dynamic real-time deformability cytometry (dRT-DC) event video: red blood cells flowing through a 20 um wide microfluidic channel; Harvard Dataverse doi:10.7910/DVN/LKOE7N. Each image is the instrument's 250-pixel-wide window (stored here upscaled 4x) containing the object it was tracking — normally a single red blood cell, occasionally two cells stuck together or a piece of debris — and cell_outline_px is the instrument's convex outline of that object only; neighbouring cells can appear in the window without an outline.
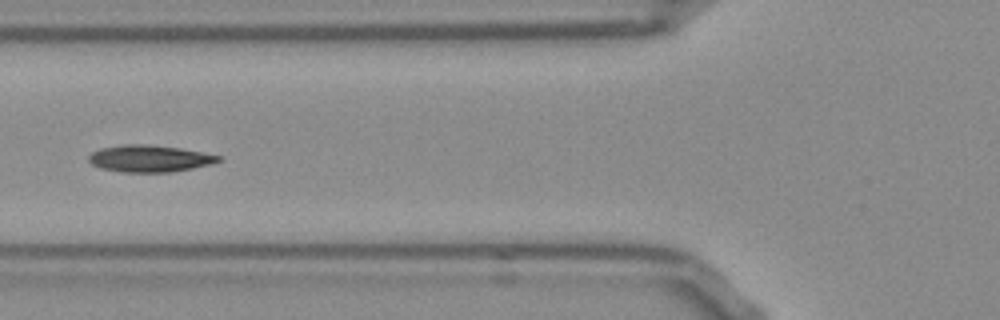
{"species": "Egyptian fruit bat (a non-hibernating species)", "species_latin": "Rousettus aegyptiacus", "temperature_condition": "room temperature", "stored_images_in_passage": 40, "camera_frame_rate_fps": 3000, "um_per_image_px": 0.085, "frame": {"image": 1, "passage_image": 7, "time_ms": 2.0, "image_size_px": [1000, 320], "cell_outline_px": [[224, 160], [212, 164], [172, 172], [124, 172], [100, 168], [92, 164], [88, 160], [88, 156], [92, 152], [100, 148], [124, 144], [148, 144], [180, 148], [224, 156]], "centroid_in_image_um": [12.75, 13.47], "position_along_channel_um": 113.0, "area_um2": 20.52}}
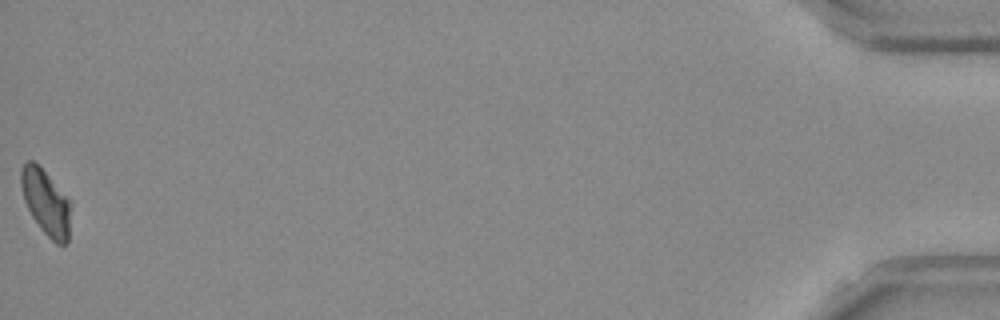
{"frame": {"image": 2, "passage_image": 40, "time_ms": 13.0, "image_size_px": [1000, 320], "cell_outline_px": [[68, 240], [64, 244], [56, 244], [40, 228], [32, 216], [24, 200], [20, 184], [20, 168], [28, 160], [32, 160], [48, 176], [68, 200]], "centroid_in_image_um": [3.83, 17.19], "position_along_channel_um": 431.4, "area_um2": 18.09}, "authors_computed_cell_mechanics": {"area_um2": 19.5942, "velocity_mm_per_s": 3.8371, "shape_relaxation_time_tau1_ms": null, "shape_relaxation_time_tau2_ms": 7.3071, "deformation_change_tau1": null, "deformation_change_tau2": 0.1107}}